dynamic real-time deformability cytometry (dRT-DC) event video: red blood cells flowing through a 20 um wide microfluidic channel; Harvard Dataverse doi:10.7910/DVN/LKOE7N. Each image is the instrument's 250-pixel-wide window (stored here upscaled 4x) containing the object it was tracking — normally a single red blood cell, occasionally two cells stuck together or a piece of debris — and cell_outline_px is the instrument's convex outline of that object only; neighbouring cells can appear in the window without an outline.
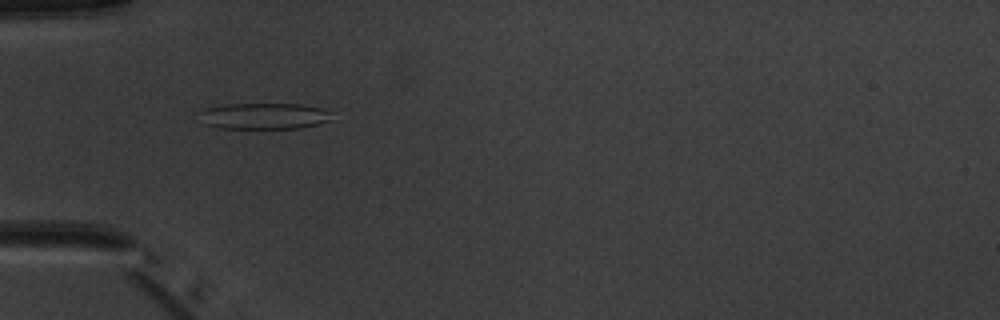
{"species": "common noctule bat (a hibernating species)", "species_latin": "Nyctalus noctula", "temperature_condition": "warm", "stored_images_in_passage": 5, "camera_frame_rate_fps": 3000, "um_per_image_px": 0.085, "animal": {"sex": "male", "body_mass_g": 20.1, "forearm_length_mm": 53.5}, "frame": {"image": 1, "passage_image": 4, "time_ms": 4.333, "image_size_px": [1000, 320], "cell_outline_px": [[332, 120], [300, 128], [216, 128], [200, 124], [192, 112], [204, 108], [224, 104], [300, 104], [320, 108], [328, 112]], "centroid_in_image_um": [22.21, 9.86], "position_along_channel_um": 62.8, "area_um2": 20.75}}